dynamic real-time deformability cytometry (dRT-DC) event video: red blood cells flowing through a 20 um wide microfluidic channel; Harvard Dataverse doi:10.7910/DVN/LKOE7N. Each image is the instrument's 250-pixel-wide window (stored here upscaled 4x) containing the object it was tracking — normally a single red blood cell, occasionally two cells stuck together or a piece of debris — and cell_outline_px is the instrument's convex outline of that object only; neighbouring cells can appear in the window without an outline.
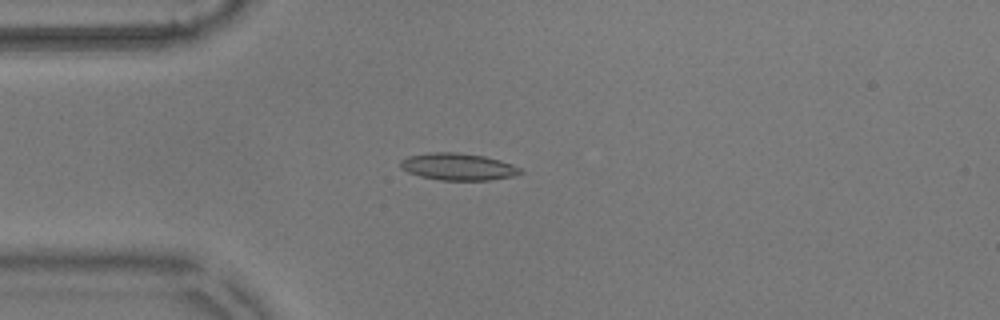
{"species": "common noctule bat (a hibernating species)", "species_latin": "Nyctalus noctula", "temperature_condition": "warm", "stored_images_in_passage": 41, "camera_frame_rate_fps": 3000, "um_per_image_px": 0.085, "animal": {"sex": "male", "body_mass_g": 17.9}, "frame": {"image": 1, "passage_image": 8, "time_ms": 2.333, "image_size_px": [1000, 320], "cell_outline_px": [[524, 172], [512, 176], [488, 180], [440, 180], [420, 176], [408, 172], [400, 168], [400, 160], [408, 156], [428, 152], [456, 152], [484, 156], [500, 160], [512, 164], [520, 168]], "centroid_in_image_um": [38.91, 14.16], "position_along_channel_um": 46.1, "area_um2": 18.9}}
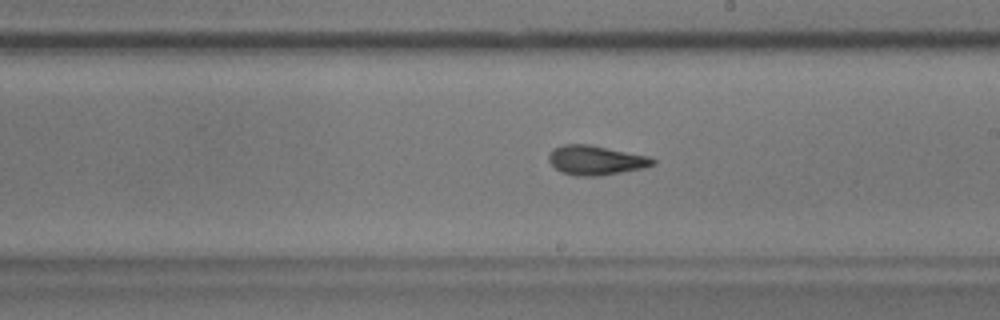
{"frame": {"image": 2, "passage_image": 25, "time_ms": 8.0, "image_size_px": [1000, 320], "cell_outline_px": [[656, 164], [644, 168], [596, 176], [576, 176], [560, 172], [548, 160], [548, 156], [552, 148], [564, 144], [588, 144], [652, 156], [656, 160]], "centroid_in_image_um": [50.66, 13.61], "position_along_channel_um": 238.3, "area_um2": 18.03}}
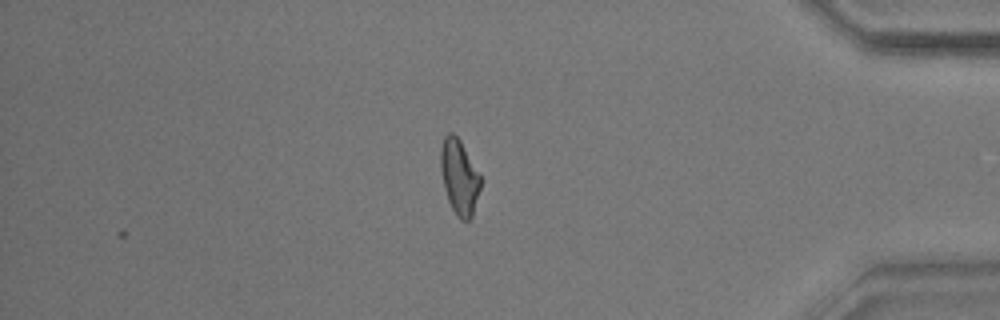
{"frame": {"image": 3, "passage_image": 41, "time_ms": 13.333, "image_size_px": [1000, 320], "cell_outline_px": [[480, 188], [472, 216], [468, 220], [460, 220], [456, 216], [448, 200], [444, 188], [440, 168], [440, 148], [444, 136], [448, 132], [452, 132], [460, 140], [480, 176]], "centroid_in_image_um": [39.01, 15.04], "position_along_channel_um": 396.2, "area_um2": 17.28}, "authors_computed_cell_mechanics": {"area_um2": 17.7446, "velocity_mm_per_s": 3.6081, "shape_relaxation_time_tau1_ms": 4.1867, "shape_relaxation_time_tau2_ms": 1.269, "deformation_change_tau1": 0.1493, "deformation_change_tau2": 0.0724}}